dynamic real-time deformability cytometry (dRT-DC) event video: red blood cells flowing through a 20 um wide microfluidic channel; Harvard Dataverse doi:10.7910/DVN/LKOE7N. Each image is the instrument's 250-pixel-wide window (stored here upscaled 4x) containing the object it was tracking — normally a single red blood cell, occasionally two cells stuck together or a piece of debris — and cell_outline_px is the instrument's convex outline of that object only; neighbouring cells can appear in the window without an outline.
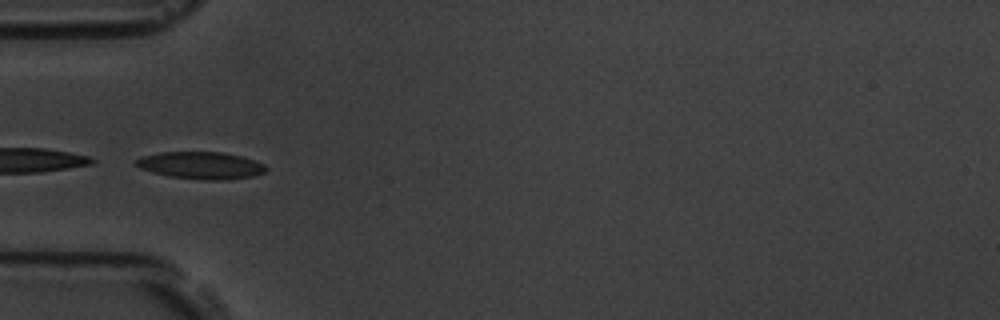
{"species": "common noctule bat (a hibernating species)", "species_latin": "Nyctalus noctula", "temperature_condition": "room temperature", "stored_images_in_passage": 7, "camera_frame_rate_fps": 3000, "um_per_image_px": 0.085, "animal": {"sex": "male", "body_mass_g": 19.5, "forearm_length_mm": 54.6}, "frame": {"image": 1, "passage_image": 6, "time_ms": 1.667, "image_size_px": [1000, 320], "cell_outline_px": [[268, 168], [264, 172], [252, 176], [228, 180], [200, 180], [168, 176], [152, 172], [140, 168], [132, 164], [136, 160], [144, 156], [160, 152], [220, 152], [240, 156], [264, 164]], "centroid_in_image_um": [17.05, 14.07], "position_along_channel_um": 67.9, "area_um2": 20.58}}
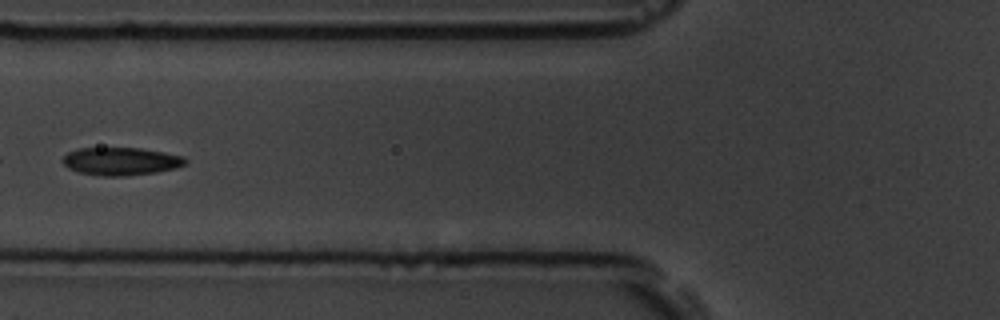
{"frame": {"image": 2, "passage_image": 7, "time_ms": 2.0, "image_size_px": [1000, 320], "cell_outline_px": [[188, 160], [184, 164], [176, 168], [156, 172], [124, 176], [100, 176], [80, 172], [68, 168], [64, 164], [64, 156], [68, 152], [80, 148], [140, 148], [164, 152], [184, 156]], "centroid_in_image_um": [10.3, 13.71], "position_along_channel_um": 115.5, "area_um2": 19.83}}